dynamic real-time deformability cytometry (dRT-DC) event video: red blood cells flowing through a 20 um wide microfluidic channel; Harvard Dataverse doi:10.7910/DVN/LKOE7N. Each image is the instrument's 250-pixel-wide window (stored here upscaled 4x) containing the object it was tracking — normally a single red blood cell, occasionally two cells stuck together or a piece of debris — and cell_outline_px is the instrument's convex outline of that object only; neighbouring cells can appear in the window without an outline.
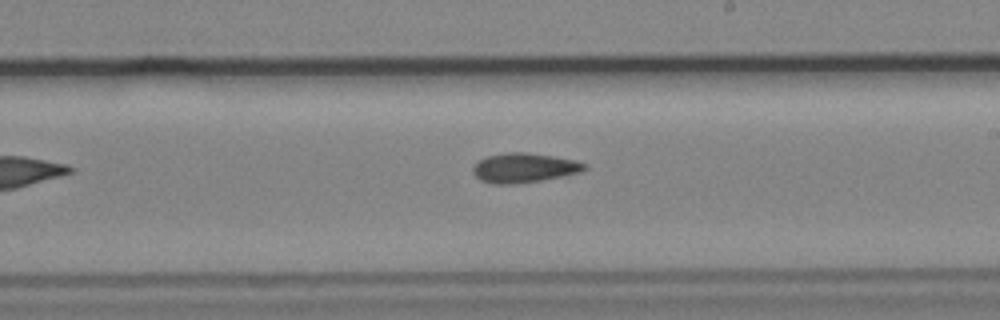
{"species": "common noctule bat (a hibernating species)", "species_latin": "Nyctalus noctula", "temperature_condition": "cold", "stored_images_in_passage": 9, "camera_frame_rate_fps": 3000, "um_per_image_px": 0.085, "animal": {"sex": "male", "body_mass_g": 19.2, "forearm_length_mm": 51.8}, "frame": {"image": 1, "passage_image": 8, "time_ms": 2.333, "image_size_px": [1000, 320], "cell_outline_px": [[588, 168], [580, 172], [568, 176], [512, 184], [492, 184], [480, 180], [472, 172], [472, 168], [480, 160], [488, 156], [508, 152], [524, 152], [552, 156], [576, 160], [588, 164]], "centroid_in_image_um": [44.59, 14.27], "position_along_channel_um": 244.4, "area_um2": 19.25}}
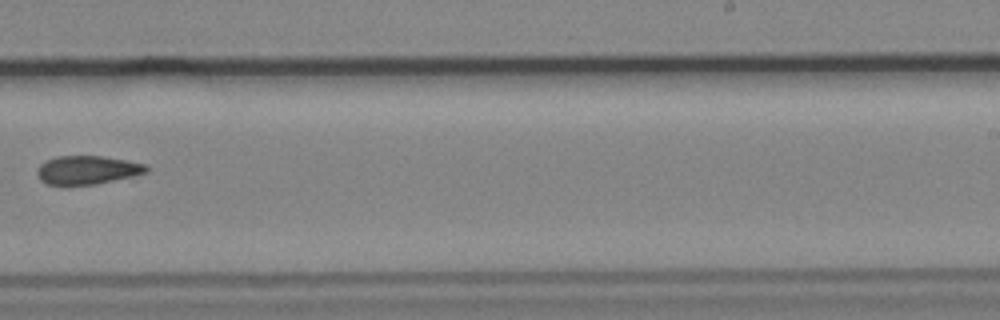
{"frame": {"image": 2, "passage_image": 9, "time_ms": 2.667, "image_size_px": [1000, 320], "cell_outline_px": [[148, 172], [136, 176], [96, 184], [48, 184], [40, 180], [36, 172], [40, 164], [44, 160], [56, 156], [104, 156], [144, 164], [148, 168]], "centroid_in_image_um": [7.42, 14.44], "position_along_channel_um": 281.6, "area_um2": 18.15}}